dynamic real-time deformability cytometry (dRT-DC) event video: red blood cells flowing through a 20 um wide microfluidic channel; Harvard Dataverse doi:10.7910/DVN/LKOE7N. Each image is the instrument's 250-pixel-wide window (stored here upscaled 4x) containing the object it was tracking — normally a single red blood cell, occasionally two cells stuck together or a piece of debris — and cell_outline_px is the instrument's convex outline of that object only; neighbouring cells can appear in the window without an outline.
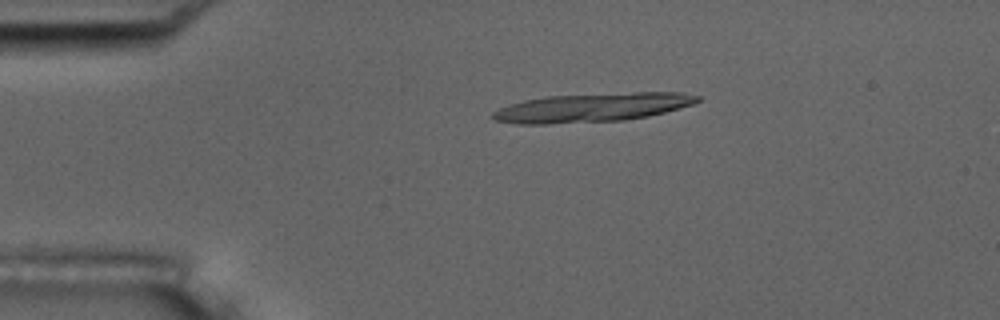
{"species": "common noctule bat (a hibernating species)", "species_latin": "Nyctalus noctula", "temperature_condition": "room temperature", "stored_images_in_passage": 18, "camera_frame_rate_fps": 3000, "um_per_image_px": 0.085, "animal": {"sex": "male", "body_mass_g": 17.5, "forearm_length_mm": 52.3}, "frame": {"image": 1, "passage_image": 11, "time_ms": 3.333, "image_size_px": [1000, 320], "cell_outline_px": [[700, 100], [692, 104], [664, 112], [648, 116], [624, 120], [548, 124], [516, 124], [496, 120], [492, 116], [492, 112], [500, 108], [524, 100], [544, 96], [632, 92], [684, 92], [700, 96]], "centroid_in_image_um": [50.35, 9.13], "position_along_channel_um": 34.7, "area_um2": 34.33}}